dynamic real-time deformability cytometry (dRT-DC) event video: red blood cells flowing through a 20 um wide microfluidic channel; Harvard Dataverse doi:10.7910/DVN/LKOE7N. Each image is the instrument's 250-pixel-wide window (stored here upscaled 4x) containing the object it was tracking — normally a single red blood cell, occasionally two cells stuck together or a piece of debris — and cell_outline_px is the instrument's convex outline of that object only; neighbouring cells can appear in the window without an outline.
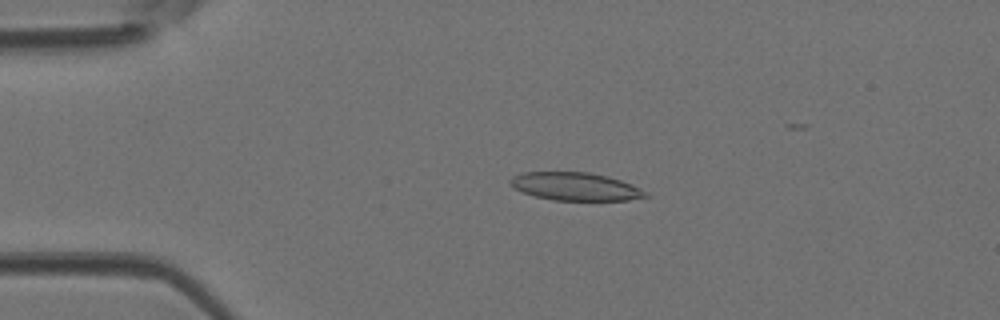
{"species": "Egyptian fruit bat (a non-hibernating species)", "species_latin": "Rousettus aegyptiacus", "temperature_condition": "room temperature", "stored_images_in_passage": 41, "camera_frame_rate_fps": 3000, "um_per_image_px": 0.085, "animal": {"sex": "female"}, "frame": {"image": 1, "passage_image": 10, "time_ms": 3.0, "image_size_px": [1000, 320], "cell_outline_px": [[648, 196], [628, 200], [552, 200], [536, 196], [512, 188], [508, 184], [508, 180], [512, 176], [524, 172], [588, 172], [608, 176], [620, 180], [640, 188], [648, 192]], "centroid_in_image_um": [48.87, 15.85], "position_along_channel_um": 36.1, "area_um2": 22.08}}
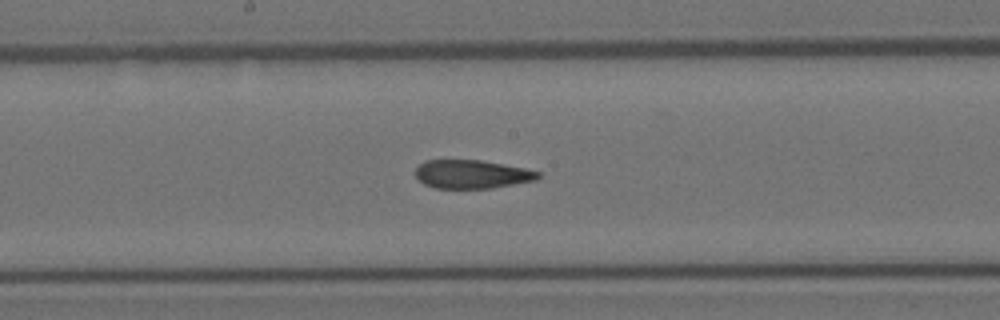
{"frame": {"image": 2, "passage_image": 24, "time_ms": 7.667, "image_size_px": [1000, 320], "cell_outline_px": [[540, 176], [536, 180], [492, 188], [436, 188], [424, 184], [416, 176], [416, 168], [424, 160], [480, 160], [504, 164], [524, 168], [540, 172]], "centroid_in_image_um": [40.11, 14.8], "position_along_channel_um": 208.1, "area_um2": 20.29}}
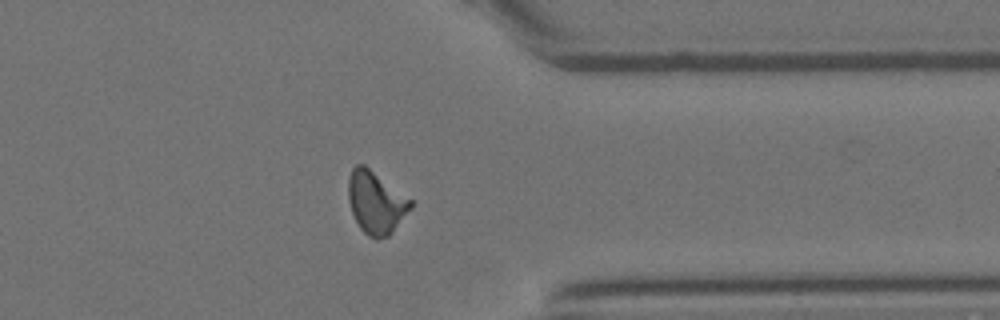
{"frame": {"image": 3, "passage_image": 36, "time_ms": 11.667, "image_size_px": [1000, 320], "cell_outline_px": [[412, 208], [392, 232], [388, 236], [376, 240], [368, 236], [360, 228], [352, 212], [348, 200], [348, 180], [352, 168], [356, 164], [364, 164], [412, 200]], "centroid_in_image_um": [31.94, 17.21], "position_along_channel_um": 379.5, "area_um2": 22.6}}